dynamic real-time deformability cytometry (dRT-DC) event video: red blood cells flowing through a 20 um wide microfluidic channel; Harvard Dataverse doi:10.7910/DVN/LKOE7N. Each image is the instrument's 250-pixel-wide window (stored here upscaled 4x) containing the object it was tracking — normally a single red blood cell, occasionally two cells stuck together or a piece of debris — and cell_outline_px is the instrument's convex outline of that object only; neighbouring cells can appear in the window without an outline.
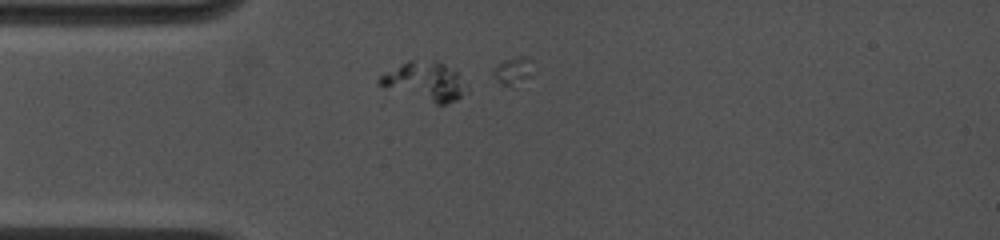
{"species": "common noctule bat (a hibernating species)", "species_latin": "Nyctalus noctula", "temperature_condition": "cold", "stored_images_in_passage": 6, "camera_frame_rate_fps": 4500, "um_per_image_px": 0.085, "animal": {"sex": "female", "body_mass_g": 19.0, "forearm_length_mm": 53.3}, "frame": {"image": 1, "passage_image": 5, "time_ms": 1.778, "image_size_px": [1000, 240], "cell_outline_px": [[468, 92], [456, 100], [444, 104], [436, 104], [376, 84], [376, 80], [380, 76], [408, 60], [436, 60], [456, 68]], "centroid_in_image_um": [36.16, 6.89], "position_along_channel_um": 48.8, "area_um2": 19.59}}